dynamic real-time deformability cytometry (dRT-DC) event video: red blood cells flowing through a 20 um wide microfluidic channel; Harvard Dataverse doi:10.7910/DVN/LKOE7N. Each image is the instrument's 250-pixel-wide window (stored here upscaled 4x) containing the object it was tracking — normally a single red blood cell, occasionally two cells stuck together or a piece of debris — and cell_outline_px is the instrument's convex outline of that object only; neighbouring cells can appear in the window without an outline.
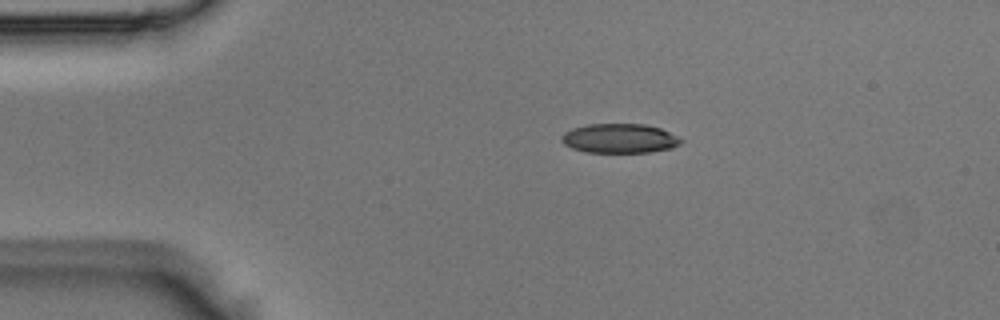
{"species": "Egyptian fruit bat (a non-hibernating species)", "species_latin": "Rousettus aegyptiacus", "temperature_condition": "room temperature", "stored_images_in_passage": 41, "camera_frame_rate_fps": 3000, "um_per_image_px": 0.085, "animal": {"sex": "male"}, "frame": {"image": 1, "passage_image": 1, "time_ms": 0.0, "image_size_px": [1000, 320], "cell_outline_px": [[684, 140], [680, 144], [672, 148], [648, 152], [584, 152], [572, 148], [564, 144], [560, 140], [560, 136], [564, 132], [572, 128], [588, 124], [644, 124], [660, 128]], "centroid_in_image_um": [52.63, 11.76], "position_along_channel_um": 32.4, "area_um2": 20.46}}
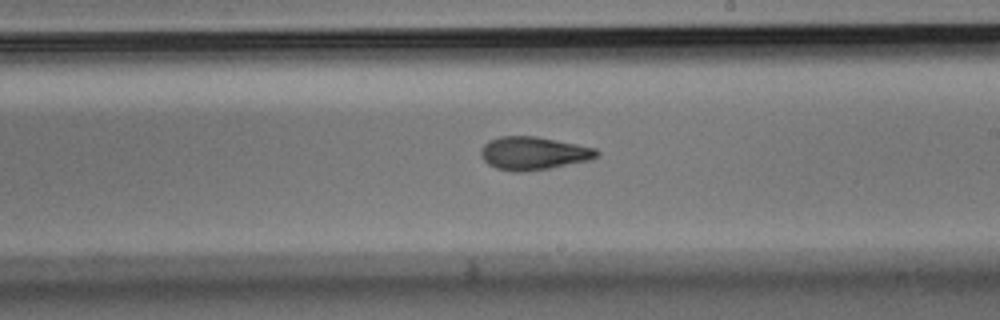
{"frame": {"image": 2, "passage_image": 20, "time_ms": 6.333, "image_size_px": [1000, 320], "cell_outline_px": [[600, 156], [592, 160], [548, 168], [524, 172], [512, 172], [496, 168], [488, 164], [480, 156], [480, 148], [488, 140], [500, 136], [536, 136], [596, 148], [600, 152]], "centroid_in_image_um": [45.34, 13.03], "position_along_channel_um": 243.7, "area_um2": 22.6}}
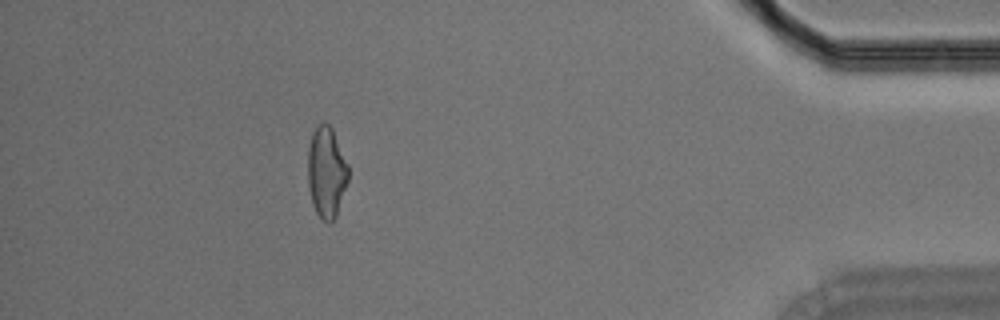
{"frame": {"image": 3, "passage_image": 36, "time_ms": 11.667, "image_size_px": [1000, 320], "cell_outline_px": [[348, 180], [336, 216], [328, 224], [316, 212], [312, 204], [308, 188], [308, 148], [312, 132], [316, 124], [324, 120], [332, 128], [348, 164]], "centroid_in_image_um": [27.73, 14.59], "position_along_channel_um": 407.5, "area_um2": 21.62}}